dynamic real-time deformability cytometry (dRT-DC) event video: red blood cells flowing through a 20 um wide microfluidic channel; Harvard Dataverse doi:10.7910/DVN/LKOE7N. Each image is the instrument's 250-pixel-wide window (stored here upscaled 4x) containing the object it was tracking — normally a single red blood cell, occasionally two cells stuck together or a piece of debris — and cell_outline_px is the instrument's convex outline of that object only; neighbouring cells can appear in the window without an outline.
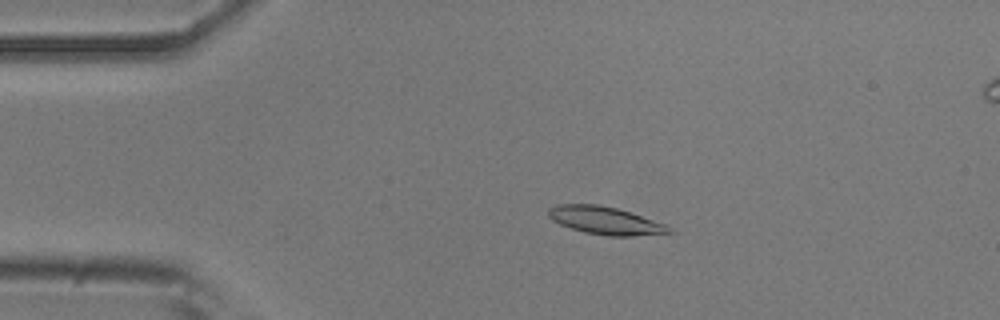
{"species": "common noctule bat (a hibernating species)", "species_latin": "Nyctalus noctula", "temperature_condition": "room temperature", "stored_images_in_passage": 54, "camera_frame_rate_fps": 3000, "um_per_image_px": 0.085, "animal": {"sex": "male", "body_mass_g": 20.5, "forearm_length_mm": 52.5}, "frame": {"image": 1, "passage_image": 11, "time_ms": 3.333, "image_size_px": [1000, 320], "cell_outline_px": [[676, 232], [632, 236], [608, 236], [584, 232], [560, 224], [552, 220], [548, 216], [548, 208], [560, 204], [596, 204], [616, 208], [668, 224]], "centroid_in_image_um": [51.49, 18.75], "position_along_channel_um": 33.5, "area_um2": 19.54}}
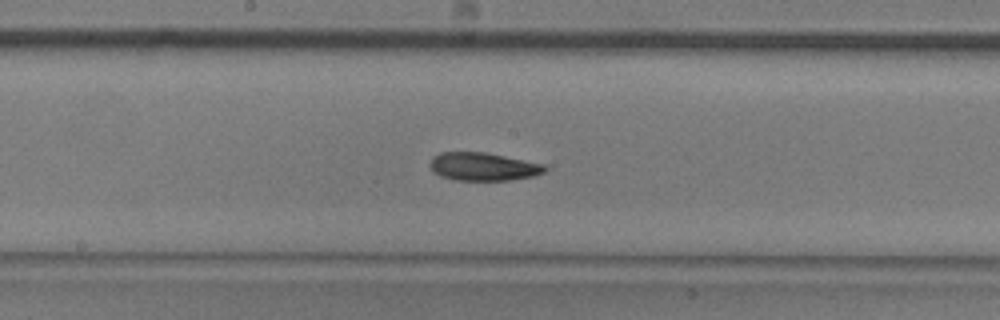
{"frame": {"image": 2, "passage_image": 28, "time_ms": 9.0, "image_size_px": [1000, 320], "cell_outline_px": [[548, 168], [544, 172], [532, 176], [508, 180], [456, 180], [440, 176], [432, 172], [428, 164], [432, 156], [440, 152], [484, 152], [544, 164]], "centroid_in_image_um": [41.01, 14.16], "position_along_channel_um": 207.2, "area_um2": 18.84}}
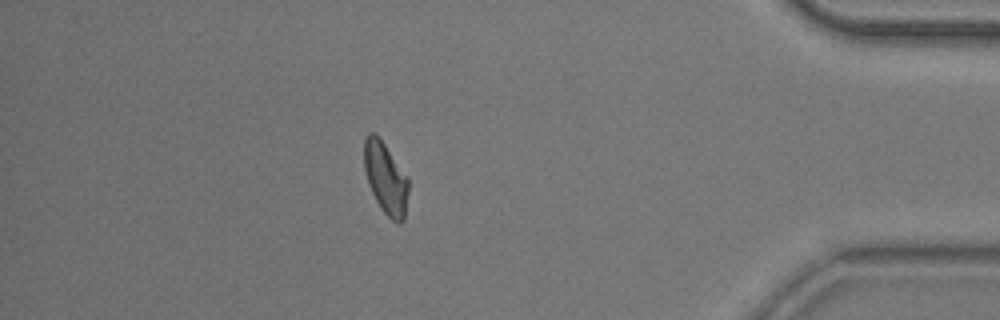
{"frame": {"image": 3, "passage_image": 47, "time_ms": 15.333, "image_size_px": [1000, 320], "cell_outline_px": [[408, 192], [404, 220], [400, 224], [396, 224], [380, 208], [368, 184], [364, 168], [364, 136], [368, 132], [372, 132], [384, 144], [408, 176]], "centroid_in_image_um": [32.78, 15.17], "position_along_channel_um": 402.4, "area_um2": 18.5}, "authors_computed_cell_mechanics": {"area_um2": 18.8428, "velocity_mm_per_s": 3.7734, "shape_relaxation_time_tau1_ms": 3.7578, "shape_relaxation_time_tau2_ms": 11.2546, "deformation_change_tau1": 0.1197, "deformation_change_tau2": 0.1854}}